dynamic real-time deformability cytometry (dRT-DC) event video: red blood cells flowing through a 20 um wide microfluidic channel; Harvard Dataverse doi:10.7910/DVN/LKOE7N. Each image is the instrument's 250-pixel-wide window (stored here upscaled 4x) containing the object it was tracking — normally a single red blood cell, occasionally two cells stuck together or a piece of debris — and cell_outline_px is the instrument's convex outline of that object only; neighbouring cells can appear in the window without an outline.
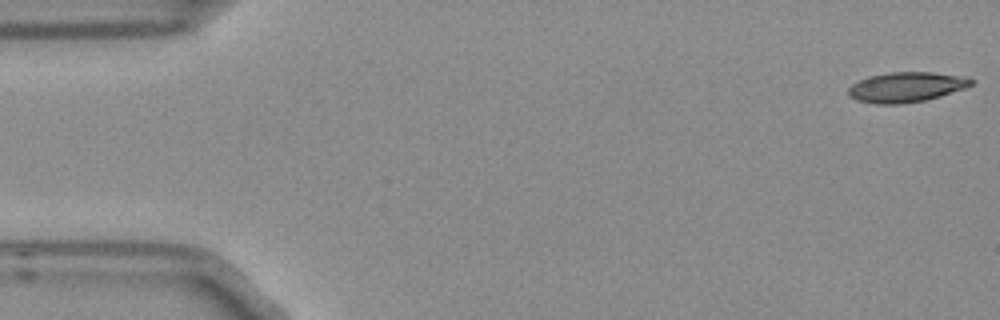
{"species": "Egyptian fruit bat (a non-hibernating species)", "species_latin": "Rousettus aegyptiacus", "temperature_condition": "room temperature", "stored_images_in_passage": 4, "camera_frame_rate_fps": 3000, "um_per_image_px": 0.085, "frame": {"image": 1, "passage_image": 1, "time_ms": 0.0, "image_size_px": [1000, 320], "cell_outline_px": [[976, 80], [972, 84], [964, 88], [940, 96], [924, 100], [900, 104], [876, 104], [856, 100], [848, 96], [848, 88], [852, 84], [868, 76], [888, 72], [932, 72], [960, 76]], "centroid_in_image_um": [76.99, 7.4], "position_along_channel_um": 8.0, "area_um2": 21.44}}
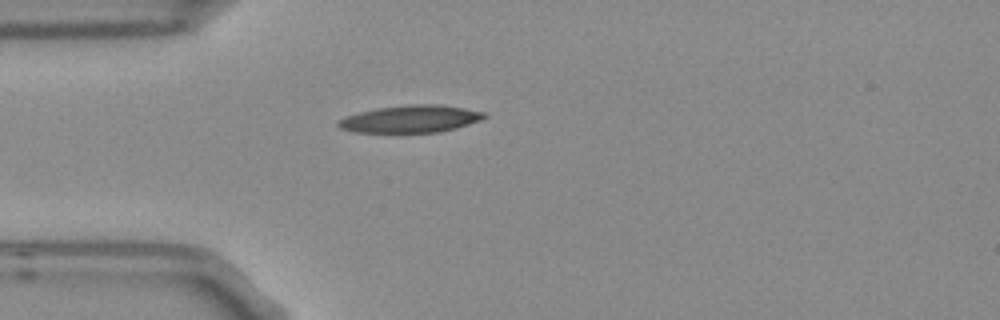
{"frame": {"image": 2, "passage_image": 4, "time_ms": 1.0, "image_size_px": [1000, 320], "cell_outline_px": [[488, 116], [480, 120], [456, 128], [440, 132], [352, 132], [340, 128], [336, 124], [336, 120], [344, 116], [376, 108], [408, 104], [440, 104], [464, 108], [484, 112]], "centroid_in_image_um": [34.86, 10.1], "position_along_channel_um": 50.1, "area_um2": 23.35}}